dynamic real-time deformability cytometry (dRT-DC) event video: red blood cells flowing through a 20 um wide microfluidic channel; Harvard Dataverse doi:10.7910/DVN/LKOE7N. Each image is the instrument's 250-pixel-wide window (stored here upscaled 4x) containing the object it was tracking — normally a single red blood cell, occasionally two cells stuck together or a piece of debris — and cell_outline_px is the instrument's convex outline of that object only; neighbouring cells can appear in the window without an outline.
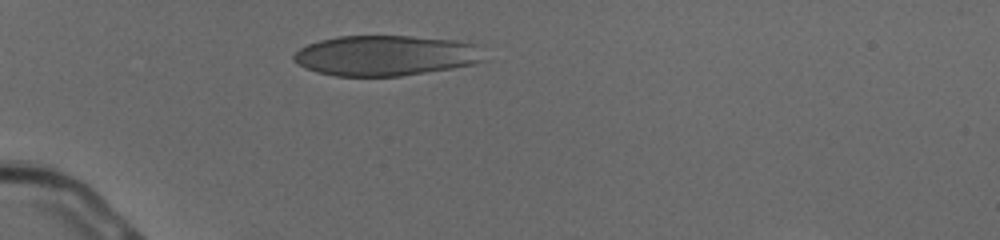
{"species": "human", "species_latin": "Homo sapiens", "temperature_condition": "cold", "stored_images_in_passage": 4, "camera_frame_rate_fps": 3000, "um_per_image_px": 0.085, "donor": {"sex": "male"}, "frame": {"image": 1, "passage_image": 1, "time_ms": 0.0, "image_size_px": [1000, 240], "cell_outline_px": [[488, 60], [472, 64], [452, 68], [400, 76], [336, 76], [316, 72], [304, 68], [292, 60], [292, 56], [300, 48], [308, 44], [320, 40], [336, 36], [412, 36], [452, 40], [476, 44]], "centroid_in_image_um": [32.76, 4.72], "position_along_channel_um": 52.2, "area_um2": 44.97}}